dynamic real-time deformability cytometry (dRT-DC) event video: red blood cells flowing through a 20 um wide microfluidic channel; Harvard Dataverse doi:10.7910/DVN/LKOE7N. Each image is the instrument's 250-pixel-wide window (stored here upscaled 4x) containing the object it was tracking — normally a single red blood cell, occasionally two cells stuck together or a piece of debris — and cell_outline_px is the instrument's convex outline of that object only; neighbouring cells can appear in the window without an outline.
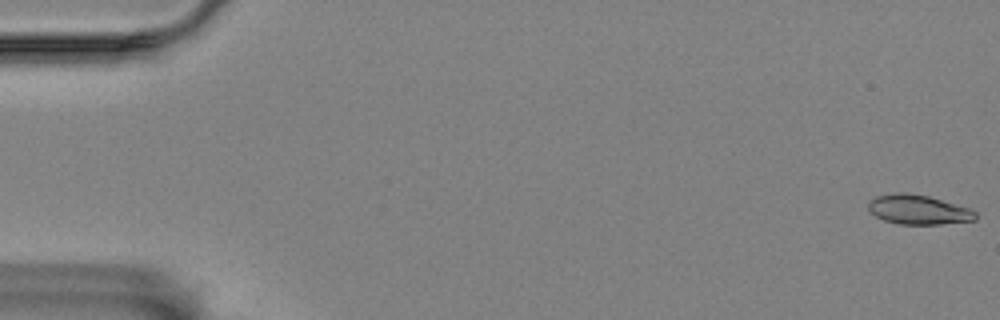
{"species": "Egyptian fruit bat (a non-hibernating species)", "species_latin": "Rousettus aegyptiacus", "temperature_condition": "room temperature", "stored_images_in_passage": 22, "camera_frame_rate_fps": 3000, "um_per_image_px": 0.085, "animal": {"sex": "female"}, "frame": {"image": 1, "passage_image": 1, "time_ms": 0.0, "image_size_px": [1000, 320], "cell_outline_px": [[976, 220], [940, 224], [900, 224], [884, 220], [876, 216], [868, 208], [868, 200], [876, 196], [896, 192], [908, 192], [928, 196], [972, 208], [976, 212]], "centroid_in_image_um": [78.07, 17.81], "position_along_channel_um": 6.9, "area_um2": 18.55}}
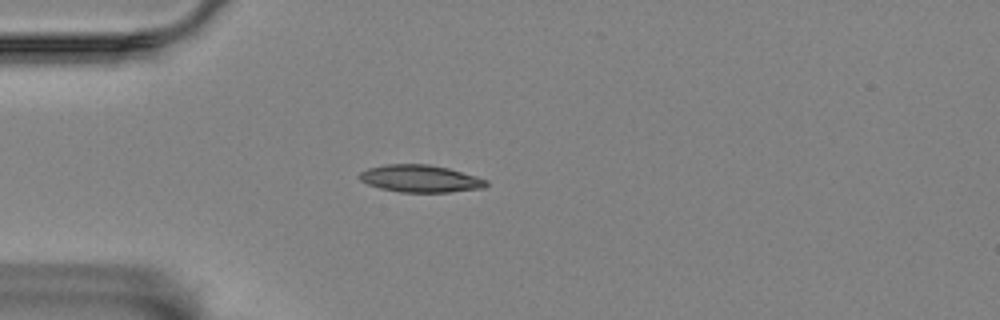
{"frame": {"image": 2, "passage_image": 16, "time_ms": 5.0, "image_size_px": [1000, 320], "cell_outline_px": [[488, 184], [484, 188], [448, 192], [400, 192], [380, 188], [368, 184], [360, 180], [356, 176], [360, 172], [368, 168], [384, 164], [428, 164], [448, 168], [476, 176], [488, 180]], "centroid_in_image_um": [35.71, 15.18], "position_along_channel_um": 49.3, "area_um2": 20.23}}
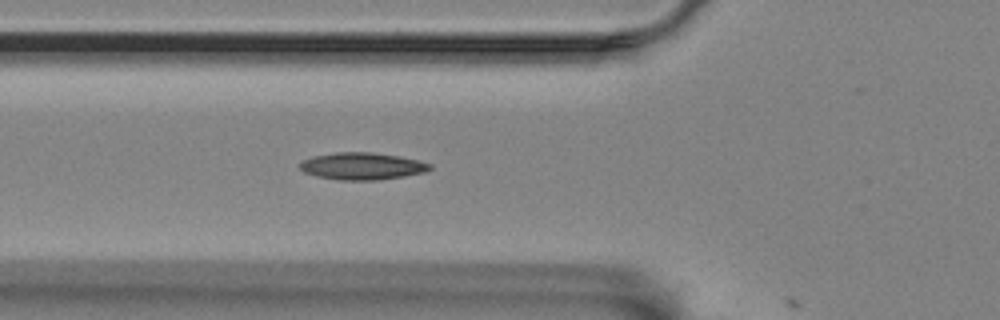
{"frame": {"image": 3, "passage_image": 21, "time_ms": 6.667, "image_size_px": [1000, 320], "cell_outline_px": [[432, 168], [424, 172], [404, 176], [380, 180], [336, 180], [316, 176], [304, 172], [300, 168], [300, 164], [304, 160], [316, 156], [336, 152], [368, 152], [400, 156], [432, 164]], "centroid_in_image_um": [30.79, 14.13], "position_along_channel_um": 95.0, "area_um2": 20.4}}